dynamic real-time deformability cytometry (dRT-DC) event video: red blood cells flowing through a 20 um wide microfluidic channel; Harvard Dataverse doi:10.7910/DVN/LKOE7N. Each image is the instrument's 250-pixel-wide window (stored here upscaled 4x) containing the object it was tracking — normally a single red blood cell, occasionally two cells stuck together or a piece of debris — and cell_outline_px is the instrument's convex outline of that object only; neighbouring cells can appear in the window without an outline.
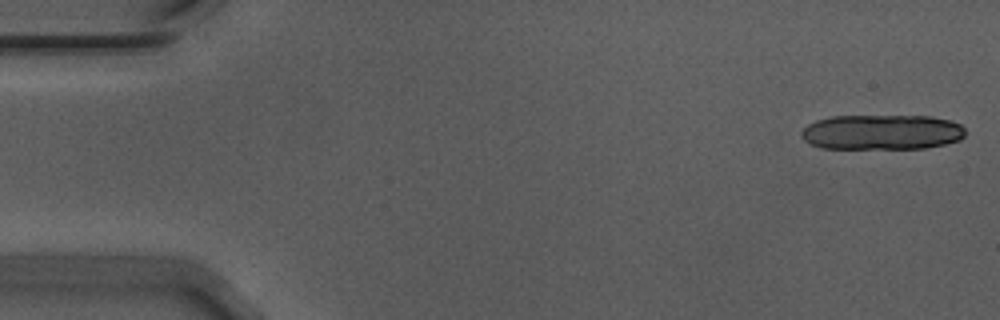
{"species": "Egyptian fruit bat (a non-hibernating species)", "species_latin": "Rousettus aegyptiacus", "temperature_condition": "warm", "stored_images_in_passage": 18, "camera_frame_rate_fps": 3000, "um_per_image_px": 0.085, "animal": {"sex": "male"}, "frame": {"image": 1, "passage_image": 1, "time_ms": 0.0, "image_size_px": [1000, 320], "cell_outline_px": [[964, 136], [960, 140], [944, 144], [924, 148], [820, 148], [804, 140], [800, 132], [808, 124], [816, 120], [832, 116], [932, 116], [952, 120], [960, 124], [964, 128]], "centroid_in_image_um": [74.97, 11.22], "position_along_channel_um": 10.0, "area_um2": 33.64}}